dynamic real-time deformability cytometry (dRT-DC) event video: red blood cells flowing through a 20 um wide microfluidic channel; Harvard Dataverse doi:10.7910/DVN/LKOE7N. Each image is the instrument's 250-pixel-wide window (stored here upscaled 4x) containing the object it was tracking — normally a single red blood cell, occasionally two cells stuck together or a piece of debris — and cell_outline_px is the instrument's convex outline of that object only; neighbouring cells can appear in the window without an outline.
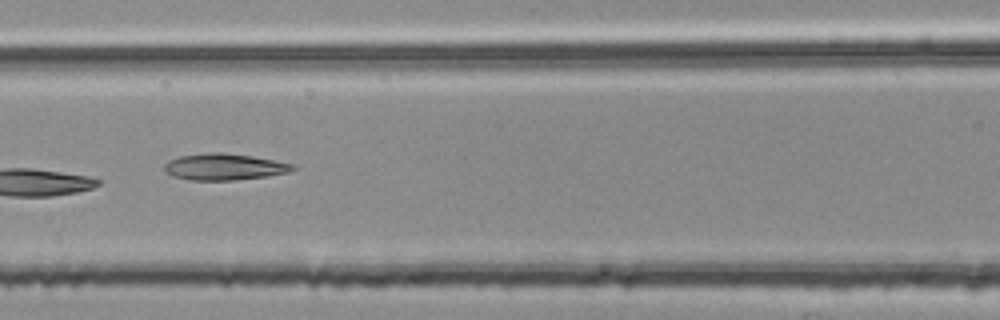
{"species": "common noctule bat (a hibernating species)", "species_latin": "Nyctalus noctula", "temperature_condition": "room temperature", "stored_images_in_passage": 7, "camera_frame_rate_fps": 3000, "um_per_image_px": 0.085, "animal": {"sex": "female", "body_mass_g": 25.1}, "frame": {"image": 1, "passage_image": 6, "time_ms": 1.667, "image_size_px": [1000, 320], "cell_outline_px": [[296, 168], [288, 172], [268, 176], [236, 180], [188, 180], [172, 176], [164, 172], [164, 164], [168, 160], [180, 156], [208, 152], [220, 152], [252, 156], [296, 164]], "centroid_in_image_um": [19.04, 14.18], "position_along_channel_um": 147.6, "area_um2": 20.0}}
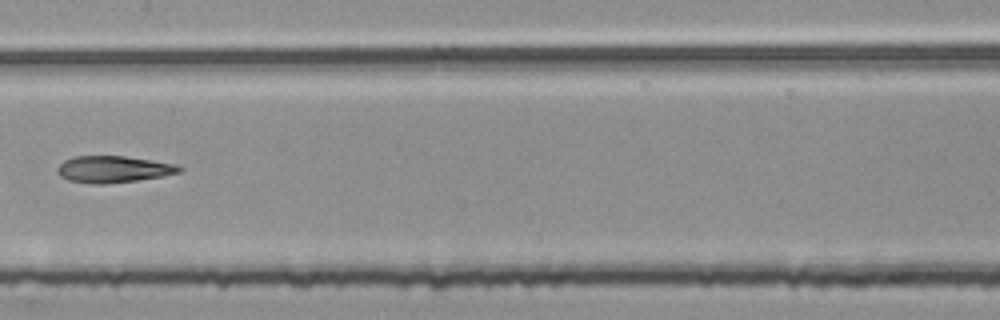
{"frame": {"image": 2, "passage_image": 7, "time_ms": 2.0, "image_size_px": [1000, 320], "cell_outline_px": [[184, 168], [180, 172], [164, 176], [136, 180], [104, 184], [92, 184], [68, 180], [60, 176], [56, 172], [56, 168], [64, 160], [72, 156], [124, 156], [176, 164]], "centroid_in_image_um": [9.61, 14.38], "position_along_channel_um": 197.8, "area_um2": 19.02}}